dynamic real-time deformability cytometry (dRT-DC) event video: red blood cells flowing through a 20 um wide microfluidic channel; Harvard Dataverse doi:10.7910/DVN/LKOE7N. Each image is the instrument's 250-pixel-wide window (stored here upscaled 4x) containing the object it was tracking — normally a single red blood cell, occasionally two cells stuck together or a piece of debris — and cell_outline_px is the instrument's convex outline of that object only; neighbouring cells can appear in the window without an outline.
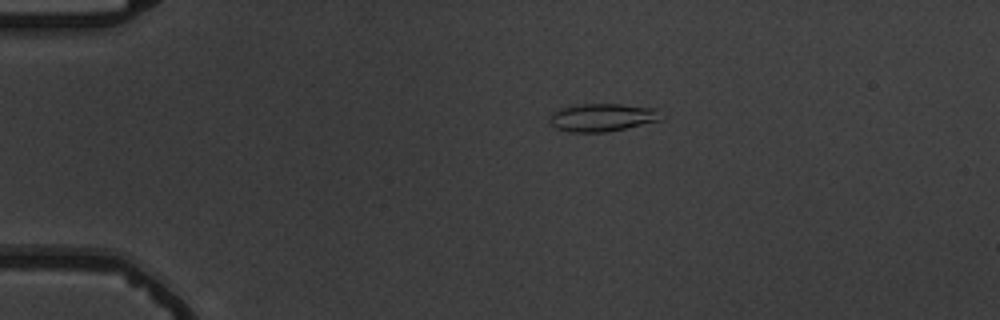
{"species": "common noctule bat (a hibernating species)", "species_latin": "Nyctalus noctula", "temperature_condition": "warm", "stored_images_in_passage": 7, "camera_frame_rate_fps": 3000, "um_per_image_px": 0.085, "animal": {"sex": "male", "body_mass_g": 19.5, "forearm_length_mm": 54.6}, "frame": {"image": 1, "passage_image": 2, "time_ms": 1.0, "image_size_px": [1000, 320], "cell_outline_px": [[664, 120], [604, 132], [568, 132], [556, 128], [548, 120], [552, 112], [560, 108], [576, 104], [620, 104], [660, 108]], "centroid_in_image_um": [51.24, 9.97], "position_along_channel_um": 33.8, "area_um2": 18.44}}
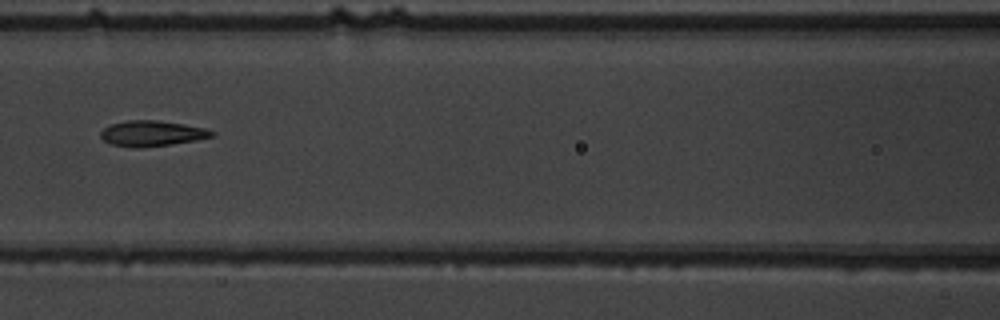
{"frame": {"image": 2, "passage_image": 6, "time_ms": 5.667, "image_size_px": [1000, 320], "cell_outline_px": [[216, 136], [196, 140], [140, 148], [112, 144], [104, 140], [100, 136], [100, 132], [104, 128], [112, 124], [128, 120], [156, 120], [184, 124], [204, 128], [216, 132]], "centroid_in_image_um": [12.94, 11.33], "position_along_channel_um": 153.7, "area_um2": 16.36}}
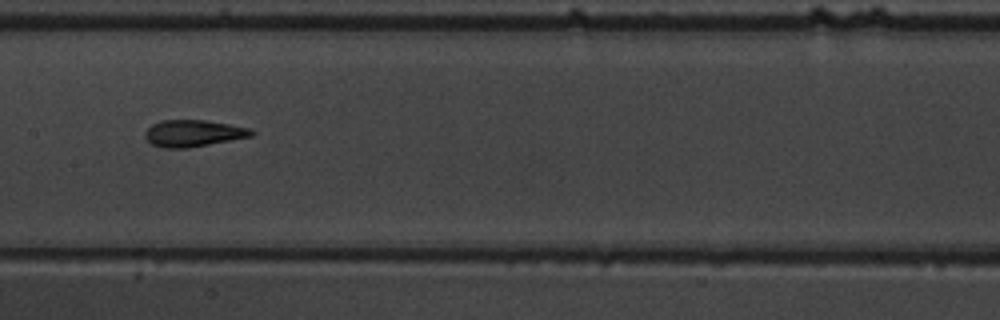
{"frame": {"image": 3, "passage_image": 7, "time_ms": 6.667, "image_size_px": [1000, 320], "cell_outline_px": [[256, 132], [252, 136], [188, 148], [164, 148], [152, 144], [144, 136], [144, 132], [152, 124], [160, 120], [204, 120], [252, 128]], "centroid_in_image_um": [16.43, 11.32], "position_along_channel_um": 191.0, "area_um2": 16.59}}